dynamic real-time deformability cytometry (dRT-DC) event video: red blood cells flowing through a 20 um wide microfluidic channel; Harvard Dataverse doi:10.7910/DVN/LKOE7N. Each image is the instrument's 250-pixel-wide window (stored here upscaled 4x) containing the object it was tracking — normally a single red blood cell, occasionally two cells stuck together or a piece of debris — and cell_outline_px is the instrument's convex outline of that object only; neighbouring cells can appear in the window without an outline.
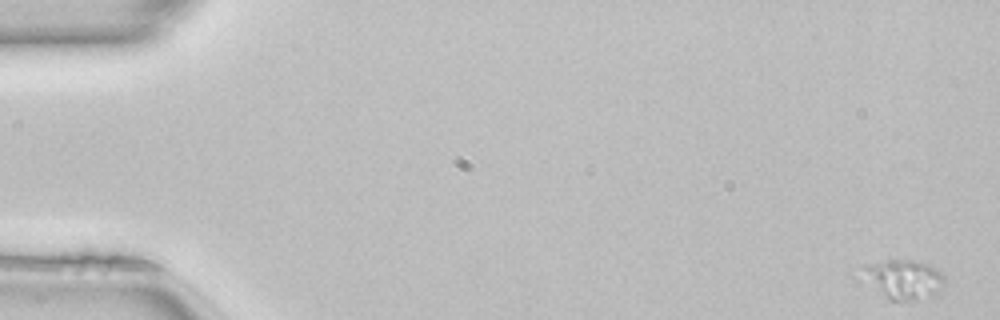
{"species": "common noctule bat (a hibernating species)", "species_latin": "Nyctalus noctula", "temperature_condition": "room temperature", "stored_images_in_passage": 16, "camera_frame_rate_fps": 3000, "um_per_image_px": 0.085, "animal": {"sex": "female", "body_mass_g": 22.7, "forearm_length_mm": 54.2}, "frame": {"image": 1, "passage_image": 1, "time_ms": 0.0, "image_size_px": [1000, 320], "cell_outline_px": [[944, 280], [936, 296], [916, 300], [888, 300], [884, 296], [864, 268], [868, 264], [888, 260], [912, 260], [928, 264], [936, 268], [944, 276]], "centroid_in_image_um": [76.98, 23.75], "position_along_channel_um": 8.0, "area_um2": 17.74}}